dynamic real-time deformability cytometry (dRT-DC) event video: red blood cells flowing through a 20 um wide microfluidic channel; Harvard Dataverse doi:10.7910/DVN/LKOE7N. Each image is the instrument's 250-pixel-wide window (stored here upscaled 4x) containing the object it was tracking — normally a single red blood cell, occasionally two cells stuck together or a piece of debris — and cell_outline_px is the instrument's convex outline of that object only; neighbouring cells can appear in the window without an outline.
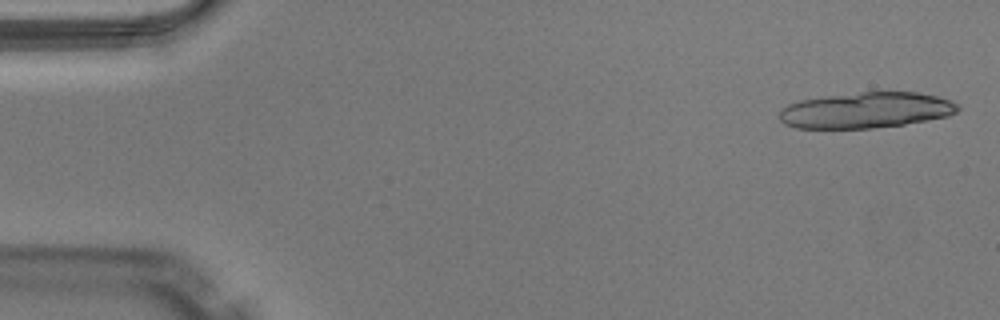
{"species": "Egyptian fruit bat (a non-hibernating species)", "species_latin": "Rousettus aegyptiacus", "temperature_condition": "warm", "stored_images_in_passage": 17, "camera_frame_rate_fps": 3000, "um_per_image_px": 0.085, "animal": {"sex": "male"}, "frame": {"image": 1, "passage_image": 2, "time_ms": 0.333, "image_size_px": [1000, 320], "cell_outline_px": [[960, 108], [956, 112], [948, 116], [904, 124], [872, 128], [796, 128], [784, 124], [780, 120], [780, 108], [788, 104], [800, 100], [824, 96], [860, 92], [916, 92], [936, 96], [952, 100], [960, 104]], "centroid_in_image_um": [73.61, 9.36], "position_along_channel_um": 11.4, "area_um2": 37.34}}